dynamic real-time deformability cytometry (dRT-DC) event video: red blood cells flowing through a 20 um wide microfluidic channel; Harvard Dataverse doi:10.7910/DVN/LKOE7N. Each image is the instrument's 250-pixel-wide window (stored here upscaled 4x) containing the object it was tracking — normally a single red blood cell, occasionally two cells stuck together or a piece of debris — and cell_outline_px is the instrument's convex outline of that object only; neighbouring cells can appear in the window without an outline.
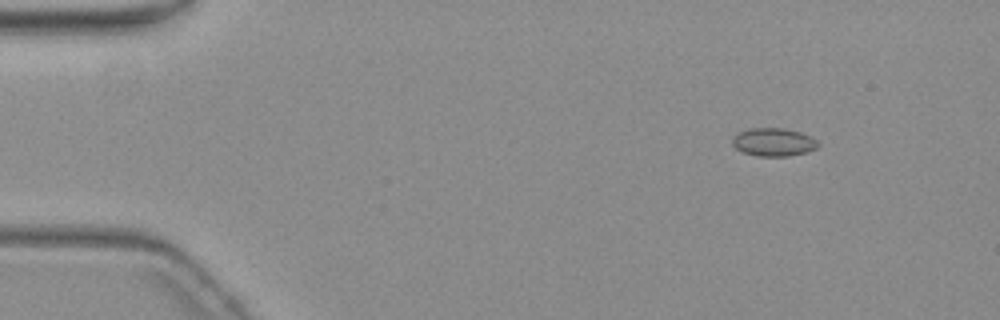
{"species": "common noctule bat (a hibernating species)", "species_latin": "Nyctalus noctula", "temperature_condition": "warm", "stored_images_in_passage": 4, "camera_frame_rate_fps": 3000, "um_per_image_px": 0.085, "animal": {"sex": "female", "body_mass_g": 19.3, "forearm_length_mm": 54.1}, "frame": {"image": 1, "passage_image": 2, "time_ms": 1.0, "image_size_px": [1000, 320], "cell_outline_px": [[820, 144], [816, 148], [808, 152], [788, 156], [756, 156], [744, 152], [736, 148], [732, 144], [732, 136], [736, 132], [748, 128], [784, 128], [800, 132], [812, 136]], "centroid_in_image_um": [65.74, 12.07], "position_along_channel_um": 19.3, "area_um2": 14.28}}
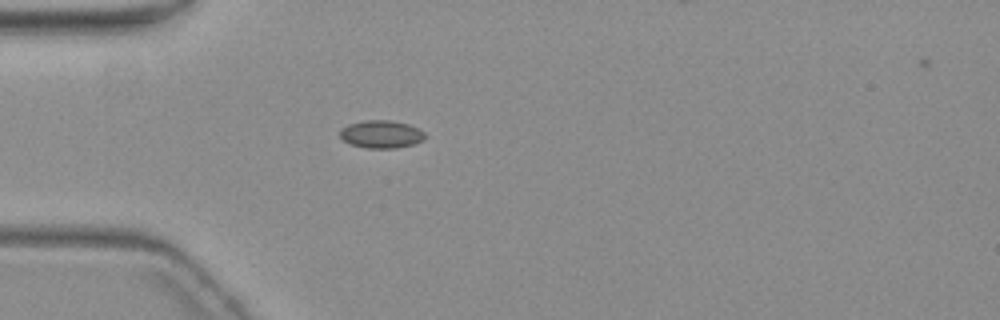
{"frame": {"image": 2, "passage_image": 4, "time_ms": 4.333, "image_size_px": [1000, 320], "cell_outline_px": [[428, 136], [424, 140], [412, 144], [396, 148], [368, 148], [352, 144], [344, 140], [340, 136], [340, 128], [348, 124], [364, 120], [392, 120], [408, 124], [420, 128]], "centroid_in_image_um": [32.45, 11.39], "position_along_channel_um": 52.6, "area_um2": 13.87}}